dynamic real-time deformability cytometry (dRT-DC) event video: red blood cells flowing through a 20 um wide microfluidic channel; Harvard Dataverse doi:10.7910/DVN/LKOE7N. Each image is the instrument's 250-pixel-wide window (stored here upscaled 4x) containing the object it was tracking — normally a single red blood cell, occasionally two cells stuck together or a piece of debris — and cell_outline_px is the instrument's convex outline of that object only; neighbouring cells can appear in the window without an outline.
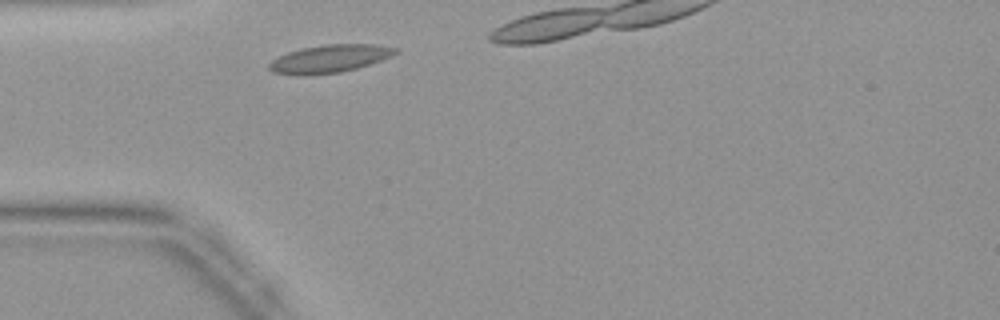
{"species": "common noctule bat (a hibernating species)", "species_latin": "Nyctalus noctula", "temperature_condition": "warm", "stored_images_in_passage": 9, "camera_frame_rate_fps": 3000, "um_per_image_px": 0.085, "animal": {"sex": "female", "body_mass_g": 19.9}, "frame": {"image": 1, "passage_image": 3, "time_ms": 0.667, "image_size_px": [1000, 320], "cell_outline_px": [[400, 48], [396, 52], [380, 60], [356, 68], [340, 72], [308, 76], [296, 76], [272, 72], [268, 68], [268, 64], [272, 60], [288, 52], [300, 48], [324, 44], [376, 44]], "centroid_in_image_um": [27.95, 5.0], "position_along_channel_um": 57.0, "area_um2": 20.58}}
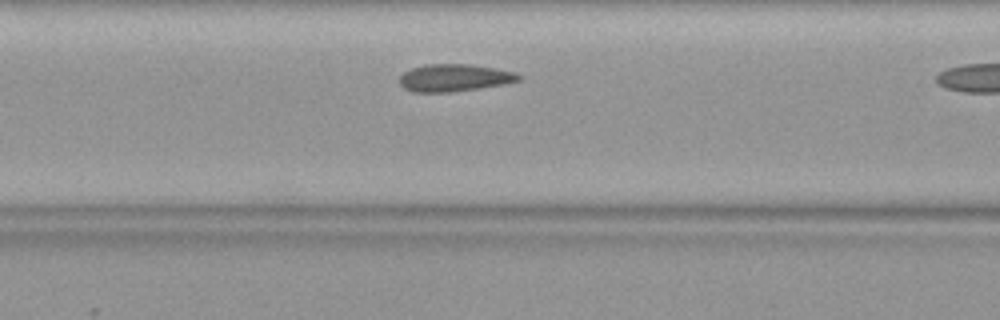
{"frame": {"image": 2, "passage_image": 8, "time_ms": 2.333, "image_size_px": [1000, 320], "cell_outline_px": [[524, 76], [520, 80], [504, 84], [480, 88], [452, 92], [412, 92], [404, 88], [400, 84], [400, 76], [404, 72], [412, 68], [428, 64], [468, 64], [496, 68], [516, 72]], "centroid_in_image_um": [38.65, 6.61], "position_along_channel_um": 127.9, "area_um2": 19.07}}